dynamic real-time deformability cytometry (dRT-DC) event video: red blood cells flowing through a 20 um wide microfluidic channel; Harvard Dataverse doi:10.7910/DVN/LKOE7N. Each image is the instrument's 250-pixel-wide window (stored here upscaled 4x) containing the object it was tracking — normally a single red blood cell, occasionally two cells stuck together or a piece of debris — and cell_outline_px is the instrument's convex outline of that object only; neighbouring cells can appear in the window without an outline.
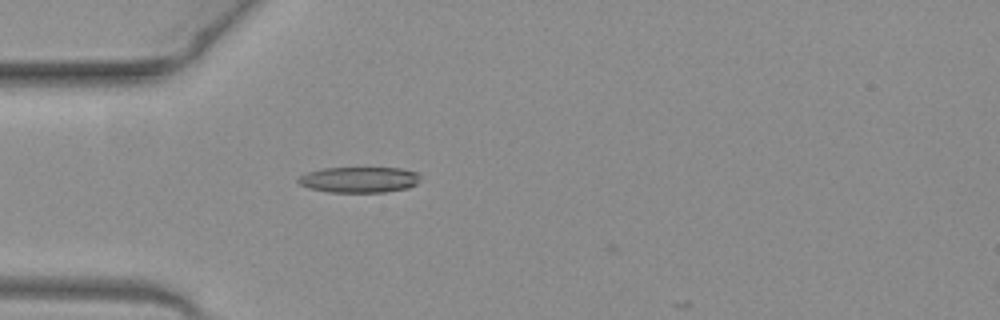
{"species": "common noctule bat (a hibernating species)", "species_latin": "Nyctalus noctula", "temperature_condition": "warm", "stored_images_in_passage": 3, "camera_frame_rate_fps": 3000, "um_per_image_px": 0.085, "animal": {"sex": "female", "body_mass_g": 19.3, "forearm_length_mm": 54.1}, "frame": {"image": 1, "passage_image": 2, "time_ms": 0.333, "image_size_px": [1000, 320], "cell_outline_px": [[420, 180], [416, 184], [408, 188], [384, 192], [328, 192], [308, 188], [300, 184], [296, 180], [300, 176], [308, 172], [324, 168], [400, 168], [416, 172], [420, 176]], "centroid_in_image_um": [30.53, 15.27], "position_along_channel_um": 54.5, "area_um2": 18.32}}